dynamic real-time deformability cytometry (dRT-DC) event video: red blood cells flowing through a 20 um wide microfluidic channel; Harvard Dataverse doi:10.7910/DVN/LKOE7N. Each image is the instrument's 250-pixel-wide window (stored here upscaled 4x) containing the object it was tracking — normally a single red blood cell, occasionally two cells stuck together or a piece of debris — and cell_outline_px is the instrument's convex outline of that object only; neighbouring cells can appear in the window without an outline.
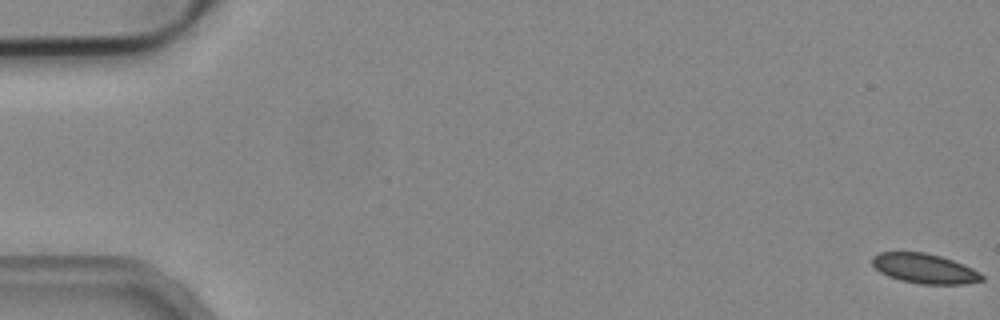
{"species": "common noctule bat (a hibernating species)", "species_latin": "Nyctalus noctula", "temperature_condition": "cold", "stored_images_in_passage": 11, "camera_frame_rate_fps": 3000, "um_per_image_px": 0.085, "animal": {"sex": "male", "body_mass_g": 19.2, "forearm_length_mm": 51.8}, "frame": {"image": 1, "passage_image": 1, "time_ms": 0.0, "image_size_px": [1000, 320], "cell_outline_px": [[984, 280], [964, 284], [920, 284], [900, 280], [888, 276], [880, 272], [872, 264], [872, 256], [880, 252], [924, 252], [940, 256], [952, 260], [972, 268], [980, 272], [984, 276]], "centroid_in_image_um": [78.58, 22.83], "position_along_channel_um": 6.4, "area_um2": 19.02}}